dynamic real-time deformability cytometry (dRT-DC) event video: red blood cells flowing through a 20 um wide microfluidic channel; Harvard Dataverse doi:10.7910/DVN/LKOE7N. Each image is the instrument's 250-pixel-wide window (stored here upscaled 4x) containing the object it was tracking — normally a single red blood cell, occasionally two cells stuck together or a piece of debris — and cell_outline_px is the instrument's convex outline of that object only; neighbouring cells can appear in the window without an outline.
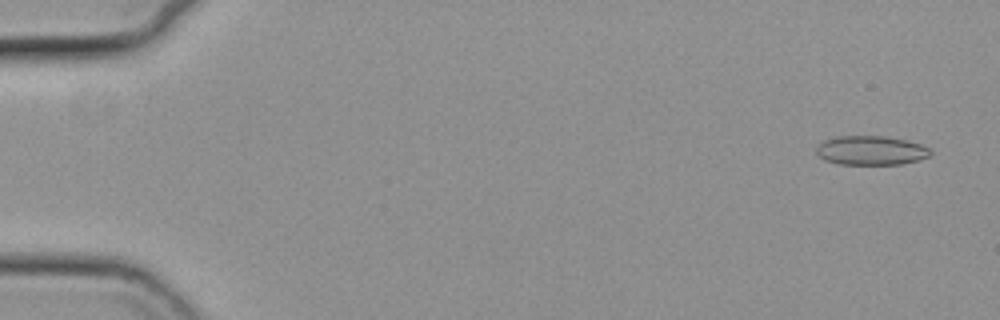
{"species": "common noctule bat (a hibernating species)", "species_latin": "Nyctalus noctula", "temperature_condition": "cold", "stored_images_in_passage": 55, "camera_frame_rate_fps": 3000, "um_per_image_px": 0.085, "animal": {"sex": "female", "body_mass_g": 19.3, "forearm_length_mm": 54.1}, "frame": {"image": 1, "passage_image": 1, "time_ms": 0.0, "image_size_px": [1000, 320], "cell_outline_px": [[932, 152], [928, 156], [920, 160], [900, 164], [840, 164], [824, 160], [816, 152], [816, 148], [824, 140], [836, 136], [884, 136], [908, 140], [920, 144], [928, 148]], "centroid_in_image_um": [74.03, 12.78], "position_along_channel_um": 11.0, "area_um2": 19.36}}
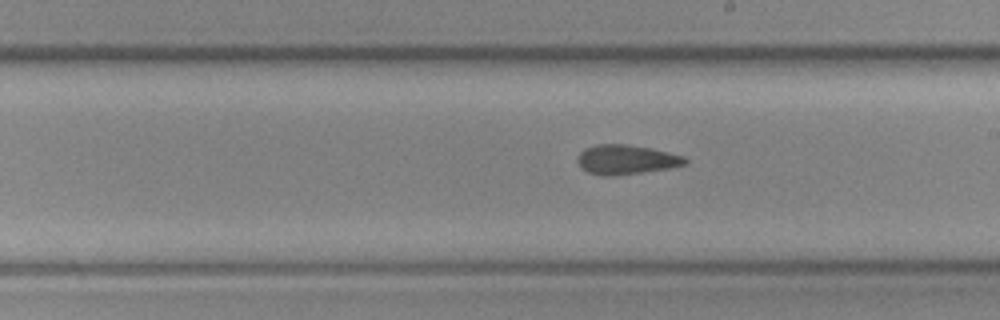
{"frame": {"image": 2, "passage_image": 31, "time_ms": 10.0, "image_size_px": [1000, 320], "cell_outline_px": [[688, 160], [684, 164], [668, 168], [612, 176], [604, 176], [588, 172], [580, 168], [576, 160], [576, 156], [584, 148], [596, 144], [624, 144], [652, 148], [684, 156]], "centroid_in_image_um": [53.16, 13.55], "position_along_channel_um": 235.8, "area_um2": 18.5}}
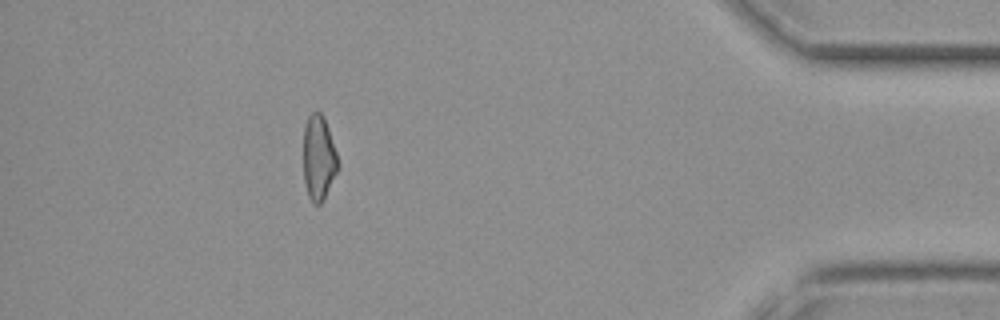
{"frame": {"image": 3, "passage_image": 49, "time_ms": 16.0, "image_size_px": [1000, 320], "cell_outline_px": [[340, 168], [324, 200], [320, 204], [312, 204], [308, 196], [304, 180], [304, 128], [308, 116], [316, 108], [324, 116], [340, 164]], "centroid_in_image_um": [27.11, 13.43], "position_along_channel_um": 408.1, "area_um2": 17.46}, "authors_computed_cell_mechanics": {"area_um2": 18.6116, "velocity_mm_per_s": 3.7382, "shape_relaxation_time_tau1_ms": null, "shape_relaxation_time_tau2_ms": 5.0476, "deformation_change_tau1": null, "deformation_change_tau2": 0.1069}}